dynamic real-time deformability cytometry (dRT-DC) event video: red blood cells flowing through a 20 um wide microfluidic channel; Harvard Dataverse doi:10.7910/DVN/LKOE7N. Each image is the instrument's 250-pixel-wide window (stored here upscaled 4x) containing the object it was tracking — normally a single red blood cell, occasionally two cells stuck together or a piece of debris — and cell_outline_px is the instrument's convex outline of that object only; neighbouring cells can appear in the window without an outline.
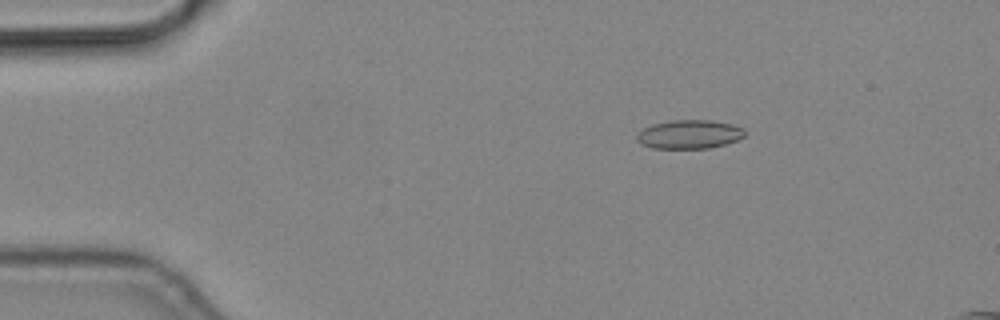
{"species": "common noctule bat (a hibernating species)", "species_latin": "Nyctalus noctula", "temperature_condition": "cold", "stored_images_in_passage": 5, "camera_frame_rate_fps": 3000, "um_per_image_px": 0.085, "animal": {"sex": "male", "body_mass_g": 19.2, "forearm_length_mm": 51.8}, "frame": {"image": 1, "passage_image": 3, "time_ms": 0.667, "image_size_px": [1000, 320], "cell_outline_px": [[744, 136], [736, 140], [724, 144], [708, 148], [652, 148], [640, 144], [636, 140], [636, 136], [644, 128], [652, 124], [672, 120], [712, 120], [732, 124], [744, 128]], "centroid_in_image_um": [58.57, 11.41], "position_along_channel_um": 26.4, "area_um2": 18.03}}